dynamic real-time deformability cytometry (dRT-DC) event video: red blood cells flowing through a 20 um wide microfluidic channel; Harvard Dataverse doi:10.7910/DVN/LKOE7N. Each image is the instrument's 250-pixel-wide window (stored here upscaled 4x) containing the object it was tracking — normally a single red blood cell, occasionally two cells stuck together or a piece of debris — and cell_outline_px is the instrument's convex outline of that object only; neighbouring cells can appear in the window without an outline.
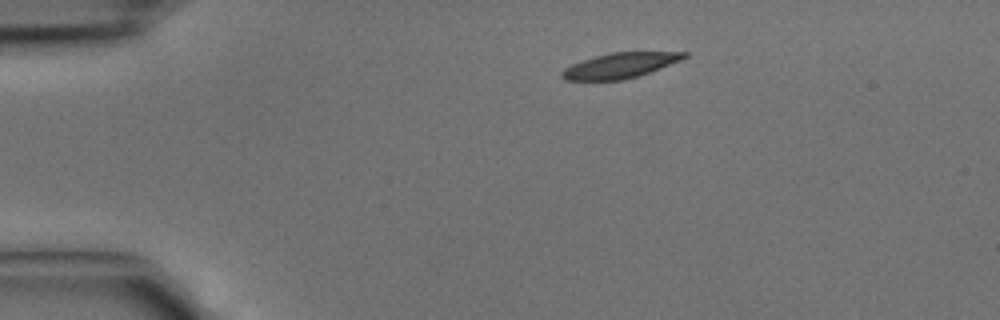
{"species": "common noctule bat (a hibernating species)", "species_latin": "Nyctalus noctula", "temperature_condition": "cold", "stored_images_in_passage": 35, "camera_frame_rate_fps": 3000, "um_per_image_px": 0.085, "animal": {"sex": "male", "body_mass_g": 15.6}, "frame": {"image": 1, "passage_image": 1, "time_ms": 0.0, "image_size_px": [1000, 320], "cell_outline_px": [[688, 56], [680, 60], [640, 76], [624, 80], [564, 80], [560, 76], [560, 72], [564, 68], [572, 64], [596, 56], [612, 52], [688, 52]], "centroid_in_image_um": [52.69, 5.57], "position_along_channel_um": 32.3, "area_um2": 17.92}}
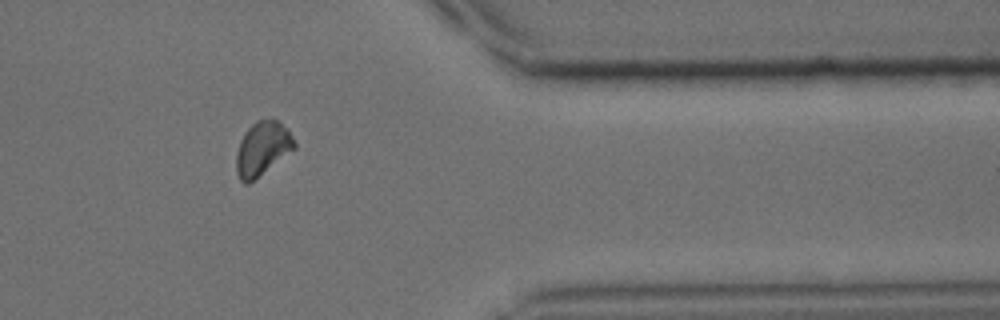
{"frame": {"image": 2, "passage_image": 28, "time_ms": 9.0, "image_size_px": [1000, 320], "cell_outline_px": [[296, 148], [248, 184], [244, 184], [240, 180], [236, 172], [236, 152], [240, 140], [244, 132], [256, 120], [272, 116], [280, 120], [288, 128], [296, 144]], "centroid_in_image_um": [22.31, 12.57], "position_along_channel_um": 389.1, "area_um2": 18.67}}
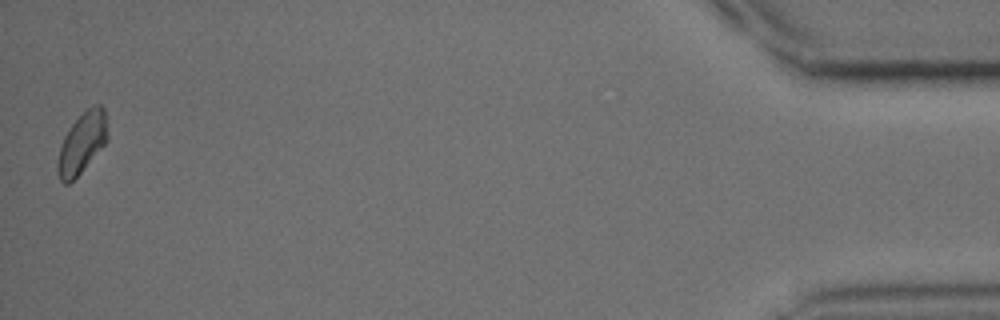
{"frame": {"image": 3, "passage_image": 35, "time_ms": 11.333, "image_size_px": [1000, 320], "cell_outline_px": [[108, 136], [104, 144], [80, 172], [68, 184], [64, 184], [60, 180], [56, 172], [56, 164], [60, 148], [64, 136], [68, 128], [88, 108], [96, 104], [100, 104], [104, 108], [108, 116]], "centroid_in_image_um": [6.97, 12.12], "position_along_channel_um": 428.2, "area_um2": 17.63}}